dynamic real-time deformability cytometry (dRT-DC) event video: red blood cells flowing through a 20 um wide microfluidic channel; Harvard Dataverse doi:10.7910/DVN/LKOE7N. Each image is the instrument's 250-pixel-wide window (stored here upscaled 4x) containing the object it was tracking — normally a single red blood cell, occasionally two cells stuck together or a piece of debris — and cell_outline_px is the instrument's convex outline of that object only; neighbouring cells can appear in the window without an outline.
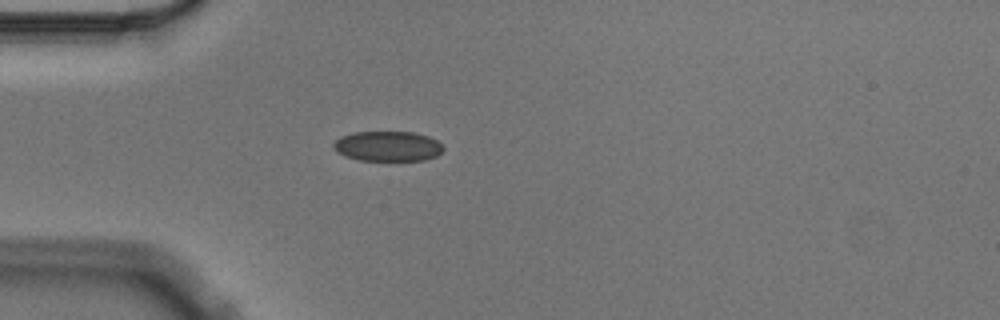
{"species": "Egyptian fruit bat (a non-hibernating species)", "species_latin": "Rousettus aegyptiacus", "temperature_condition": "cold", "stored_images_in_passage": 4, "camera_frame_rate_fps": 3000, "um_per_image_px": 0.085, "animal": {"sex": "male"}, "frame": {"image": 1, "passage_image": 3, "time_ms": 0.667, "image_size_px": [1000, 320], "cell_outline_px": [[444, 148], [436, 156], [424, 160], [360, 160], [344, 156], [336, 152], [332, 148], [332, 144], [340, 136], [356, 132], [412, 132], [428, 136], [436, 140]], "centroid_in_image_um": [32.91, 12.43], "position_along_channel_um": 52.1, "area_um2": 19.19}}